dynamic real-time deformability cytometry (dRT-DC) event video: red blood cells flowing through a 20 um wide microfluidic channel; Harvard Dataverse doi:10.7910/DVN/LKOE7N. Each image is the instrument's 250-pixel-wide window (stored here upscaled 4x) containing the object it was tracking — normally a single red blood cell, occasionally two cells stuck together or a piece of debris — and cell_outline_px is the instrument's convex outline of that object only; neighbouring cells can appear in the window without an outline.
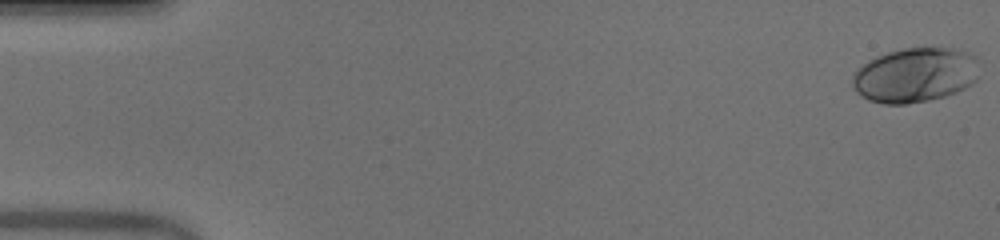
{"species": "human", "species_latin": "Homo sapiens", "temperature_condition": "warm", "stored_images_in_passage": 52, "camera_frame_rate_fps": 3000, "um_per_image_px": 0.085, "donor": {"sex": "male"}, "frame": {"image": 1, "passage_image": 1, "time_ms": 0.0, "image_size_px": [1000, 240], "cell_outline_px": [[976, 80], [972, 84], [956, 92], [944, 96], [928, 100], [904, 104], [884, 104], [868, 100], [856, 92], [852, 88], [852, 76], [856, 68], [868, 60], [876, 56], [888, 52], [904, 48], [956, 48], [968, 52], [976, 56]], "centroid_in_image_um": [77.73, 6.37], "position_along_channel_um": 7.3, "area_um2": 40.52}}
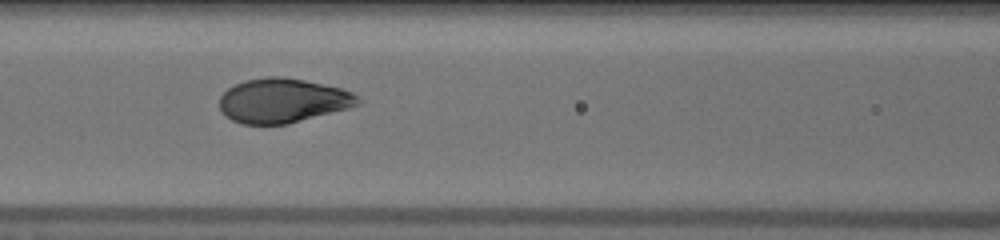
{"frame": {"image": 2, "passage_image": 23, "time_ms": 7.333, "image_size_px": [1000, 240], "cell_outline_px": [[360, 104], [348, 108], [288, 124], [240, 124], [224, 116], [220, 112], [220, 96], [228, 88], [244, 80], [268, 76], [284, 76], [304, 80], [340, 88], [352, 92], [360, 96]], "centroid_in_image_um": [24.01, 8.55], "position_along_channel_um": 142.6, "area_um2": 35.95}}
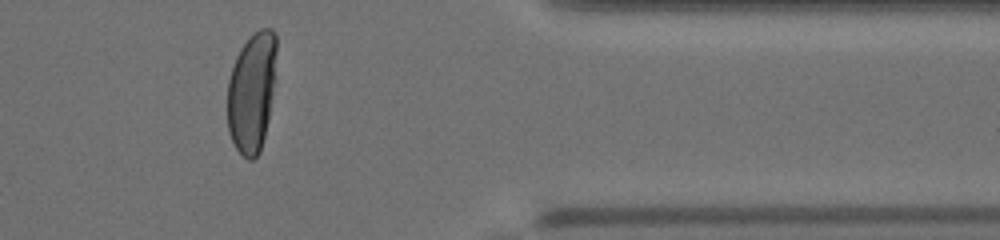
{"frame": {"image": 3, "passage_image": 43, "time_ms": 14.0, "image_size_px": [1000, 240], "cell_outline_px": [[276, 80], [268, 120], [260, 152], [252, 160], [248, 160], [236, 148], [228, 132], [228, 80], [236, 56], [240, 48], [260, 28], [272, 28], [276, 32]], "centroid_in_image_um": [21.43, 7.81], "position_along_channel_um": 390.0, "area_um2": 34.51}, "authors_computed_cell_mechanics": {"area_um2": 37.0498, "velocity_mm_per_s": 4.0015, "shape_relaxation_time_tau1_ms": 4.1138, "shape_relaxation_time_tau2_ms": null, "deformation_change_tau1": 0.2182, "deformation_change_tau2": null}}